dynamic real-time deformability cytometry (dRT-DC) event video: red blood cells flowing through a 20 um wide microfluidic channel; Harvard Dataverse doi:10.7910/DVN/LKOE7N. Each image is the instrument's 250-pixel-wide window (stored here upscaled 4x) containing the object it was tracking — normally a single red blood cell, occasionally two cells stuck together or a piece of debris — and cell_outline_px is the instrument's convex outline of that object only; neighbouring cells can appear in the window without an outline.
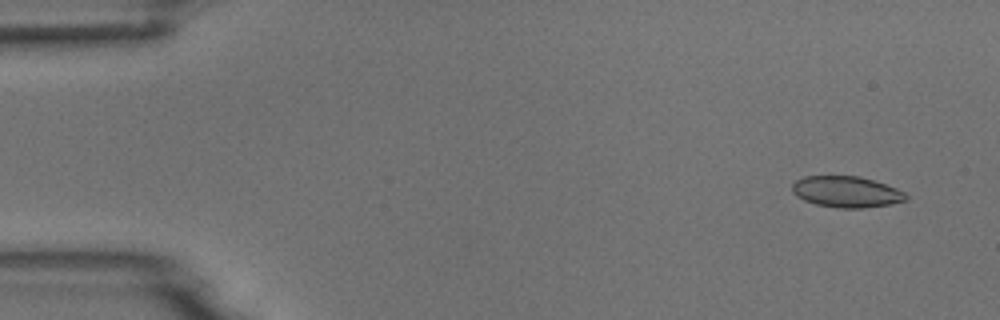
{"species": "common noctule bat (a hibernating species)", "species_latin": "Nyctalus noctula", "temperature_condition": "room temperature", "stored_images_in_passage": 51, "camera_frame_rate_fps": 3000, "um_per_image_px": 0.085, "animal": {"sex": "male", "body_mass_g": 18.8}, "frame": {"image": 1, "passage_image": 1, "time_ms": 0.0, "image_size_px": [1000, 320], "cell_outline_px": [[908, 200], [892, 204], [864, 208], [836, 208], [816, 204], [804, 200], [796, 196], [792, 192], [792, 184], [796, 180], [804, 176], [860, 176], [896, 188], [904, 192], [908, 196]], "centroid_in_image_um": [71.94, 16.31], "position_along_channel_um": 13.1, "area_um2": 20.75}}
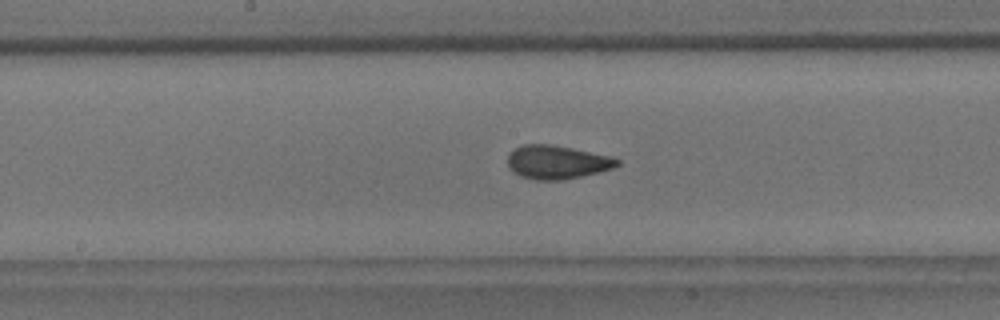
{"frame": {"image": 2, "passage_image": 25, "time_ms": 8.0, "image_size_px": [1000, 320], "cell_outline_px": [[620, 164], [612, 168], [600, 172], [560, 180], [536, 180], [520, 176], [512, 172], [508, 168], [508, 152], [524, 144], [552, 144], [612, 156], [620, 160]], "centroid_in_image_um": [47.33, 13.78], "position_along_channel_um": 200.9, "area_um2": 21.56}}
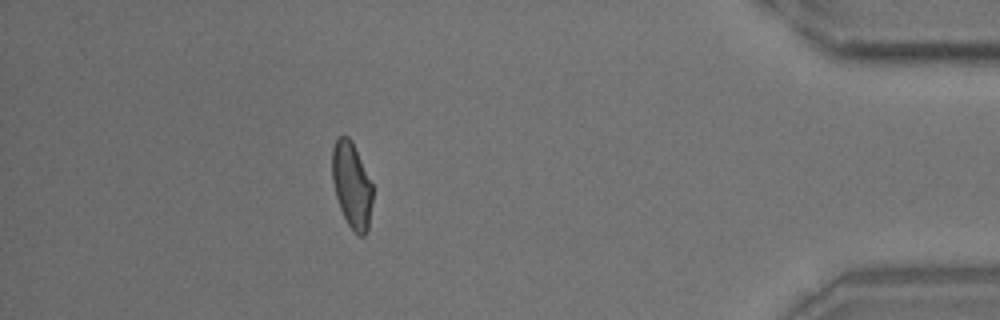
{"frame": {"image": 3, "passage_image": 45, "time_ms": 14.667, "image_size_px": [1000, 320], "cell_outline_px": [[372, 200], [368, 228], [364, 236], [360, 236], [348, 224], [340, 208], [336, 196], [332, 180], [332, 148], [336, 140], [340, 136], [348, 136], [352, 140], [372, 184]], "centroid_in_image_um": [29.89, 15.71], "position_along_channel_um": 405.3, "area_um2": 20.0}, "authors_computed_cell_mechanics": {"area_um2": 20.8658, "velocity_mm_per_s": 3.7861, "shape_relaxation_time_tau1_ms": 8.9853, "shape_relaxation_time_tau2_ms": 1.3811, "deformation_change_tau1": 0.1923, "deformation_change_tau2": 0.0602}}